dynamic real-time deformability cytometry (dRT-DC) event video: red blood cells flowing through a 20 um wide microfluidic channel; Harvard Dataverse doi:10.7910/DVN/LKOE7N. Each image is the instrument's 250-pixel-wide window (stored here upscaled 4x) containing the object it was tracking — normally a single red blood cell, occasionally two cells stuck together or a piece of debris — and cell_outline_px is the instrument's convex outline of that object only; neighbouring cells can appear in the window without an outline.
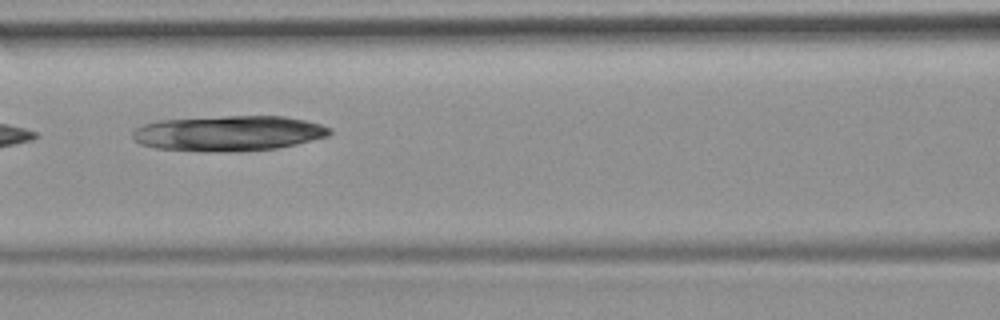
{"species": "common noctule bat (a hibernating species)", "species_latin": "Nyctalus noctula", "temperature_condition": "room temperature", "stored_images_in_passage": 7, "camera_frame_rate_fps": 3000, "um_per_image_px": 0.085, "animal": {"sex": "female", "body_mass_g": 19.9}, "frame": {"image": 1, "passage_image": 7, "time_ms": 7.0, "image_size_px": [1000, 320], "cell_outline_px": [[332, 132], [328, 136], [296, 144], [276, 148], [156, 148], [140, 144], [132, 136], [132, 132], [136, 128], [144, 124], [160, 120], [224, 116], [284, 116], [304, 120], [320, 124], [332, 128]], "centroid_in_image_um": [19.49, 11.26], "position_along_channel_um": 147.1, "area_um2": 38.55}}